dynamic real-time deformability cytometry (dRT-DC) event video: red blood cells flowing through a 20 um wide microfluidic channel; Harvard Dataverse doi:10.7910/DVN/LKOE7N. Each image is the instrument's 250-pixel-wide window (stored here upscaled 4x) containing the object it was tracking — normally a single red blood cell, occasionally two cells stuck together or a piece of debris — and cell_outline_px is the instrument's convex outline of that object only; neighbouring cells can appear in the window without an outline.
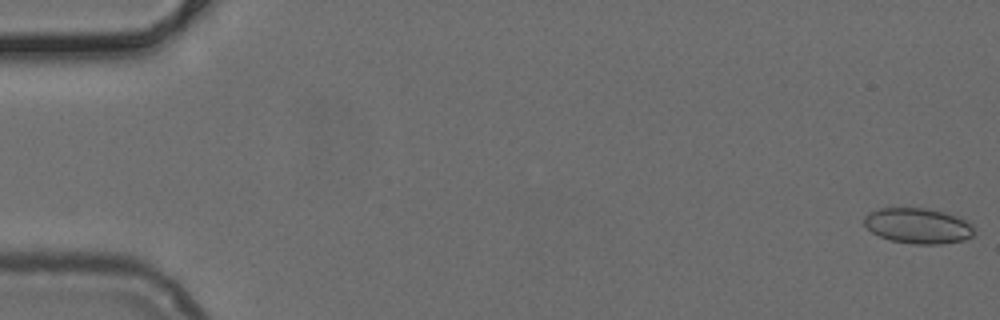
{"species": "common noctule bat (a hibernating species)", "species_latin": "Nyctalus noctula", "temperature_condition": "cold", "stored_images_in_passage": 14, "camera_frame_rate_fps": 3000, "um_per_image_px": 0.085, "animal": {"sex": "female", "body_mass_g": 24.6, "forearm_length_mm": 56.2}, "frame": {"image": 1, "passage_image": 1, "time_ms": 0.0, "image_size_px": [1000, 320], "cell_outline_px": [[976, 228], [972, 236], [964, 240], [940, 244], [916, 244], [892, 240], [880, 236], [872, 232], [864, 224], [864, 216], [868, 212], [880, 208], [924, 208], [944, 212], [956, 216], [972, 224]], "centroid_in_image_um": [78.04, 19.19], "position_along_channel_um": 7.0, "area_um2": 22.66}}
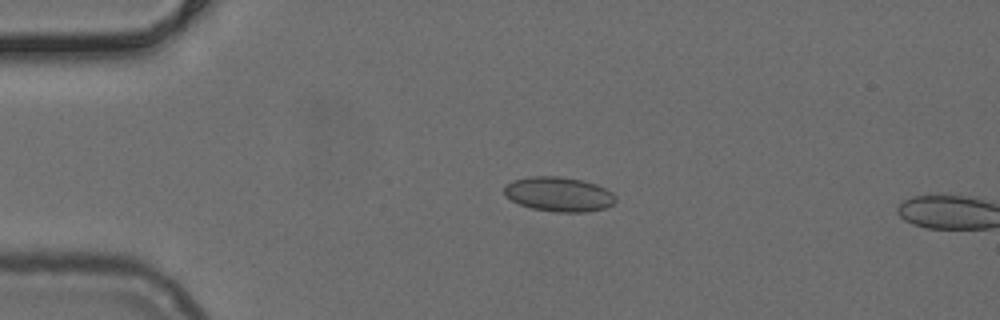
{"frame": {"image": 2, "passage_image": 12, "time_ms": 3.667, "image_size_px": [1000, 320], "cell_outline_px": [[616, 200], [612, 204], [604, 208], [588, 212], [556, 212], [532, 208], [520, 204], [504, 196], [504, 184], [512, 180], [532, 176], [556, 176], [584, 180], [596, 184], [612, 192], [616, 196]], "centroid_in_image_um": [47.48, 16.5], "position_along_channel_um": 37.5, "area_um2": 22.54}}